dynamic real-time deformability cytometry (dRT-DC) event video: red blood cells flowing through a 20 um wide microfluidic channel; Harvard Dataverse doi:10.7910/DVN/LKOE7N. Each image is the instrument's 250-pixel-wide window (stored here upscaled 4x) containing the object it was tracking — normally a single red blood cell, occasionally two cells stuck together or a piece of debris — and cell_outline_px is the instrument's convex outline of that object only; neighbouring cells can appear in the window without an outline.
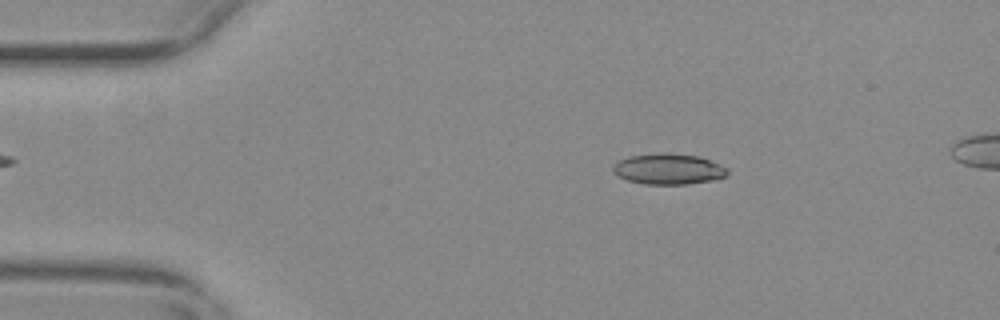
{"species": "common noctule bat (a hibernating species)", "species_latin": "Nyctalus noctula", "temperature_condition": "warm", "stored_images_in_passage": 54, "camera_frame_rate_fps": 3000, "um_per_image_px": 0.085, "animal": {"sex": "female", "body_mass_g": 29.2, "forearm_length_mm": 56.3}, "frame": {"image": 1, "passage_image": 9, "time_ms": 2.667, "image_size_px": [1000, 320], "cell_outline_px": [[728, 172], [724, 176], [716, 180], [688, 184], [644, 184], [628, 180], [616, 176], [612, 172], [612, 168], [620, 160], [628, 156], [664, 152], [668, 152], [700, 156], [728, 168]], "centroid_in_image_um": [56.82, 14.36], "position_along_channel_um": 28.2, "area_um2": 20.69}}
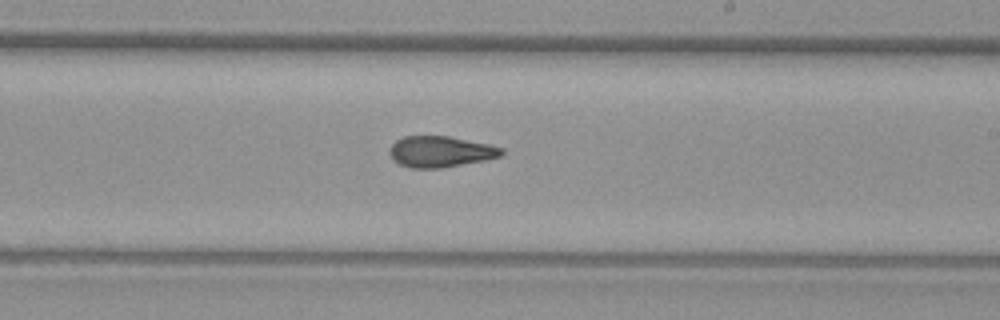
{"frame": {"image": 2, "passage_image": 32, "time_ms": 10.333, "image_size_px": [1000, 320], "cell_outline_px": [[504, 152], [500, 156], [484, 160], [444, 168], [408, 168], [392, 160], [388, 152], [392, 144], [396, 140], [404, 136], [448, 136], [488, 144], [504, 148]], "centroid_in_image_um": [37.41, 12.9], "position_along_channel_um": 251.6, "area_um2": 20.35}}
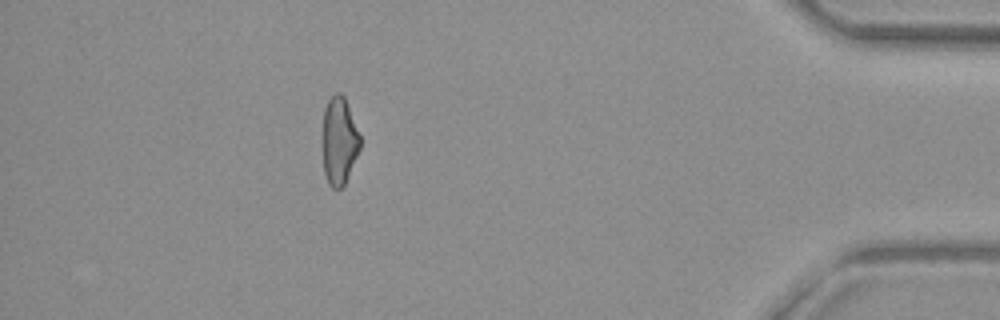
{"frame": {"image": 3, "passage_image": 49, "time_ms": 16.0, "image_size_px": [1000, 320], "cell_outline_px": [[360, 148], [344, 184], [340, 188], [332, 188], [328, 184], [324, 172], [320, 144], [320, 140], [324, 108], [328, 100], [336, 92], [340, 92], [344, 96], [360, 136]], "centroid_in_image_um": [28.76, 11.97], "position_along_channel_um": 406.4, "area_um2": 19.59}}